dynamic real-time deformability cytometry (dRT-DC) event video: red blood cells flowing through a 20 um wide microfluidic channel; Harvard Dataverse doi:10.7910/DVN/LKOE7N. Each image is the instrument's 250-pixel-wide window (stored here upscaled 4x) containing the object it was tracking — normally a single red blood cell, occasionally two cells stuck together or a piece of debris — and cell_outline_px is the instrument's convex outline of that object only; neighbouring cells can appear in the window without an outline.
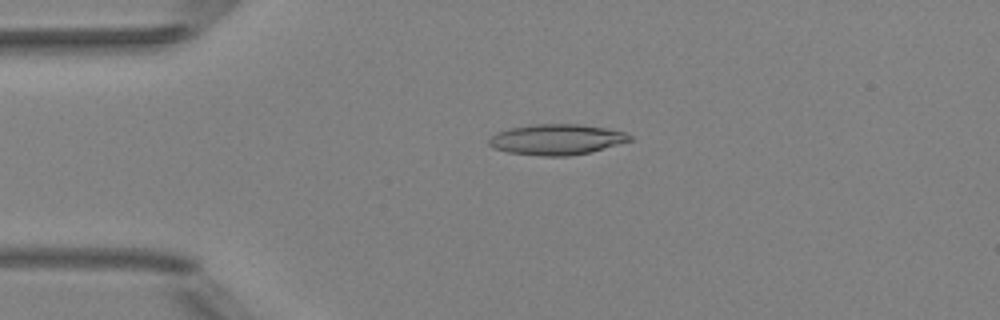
{"species": "Egyptian fruit bat (a non-hibernating species)", "species_latin": "Rousettus aegyptiacus", "temperature_condition": "room temperature", "stored_images_in_passage": 3, "camera_frame_rate_fps": 3000, "um_per_image_px": 0.085, "animal": {"sex": "female"}, "frame": {"image": 1, "passage_image": 2, "time_ms": 0.333, "image_size_px": [1000, 320], "cell_outline_px": [[632, 140], [592, 152], [568, 156], [540, 156], [508, 152], [492, 148], [488, 144], [488, 140], [496, 132], [508, 128], [536, 124], [580, 124], [604, 128], [624, 132], [632, 136]], "centroid_in_image_um": [47.29, 11.86], "position_along_channel_um": 37.7, "area_um2": 25.2}}